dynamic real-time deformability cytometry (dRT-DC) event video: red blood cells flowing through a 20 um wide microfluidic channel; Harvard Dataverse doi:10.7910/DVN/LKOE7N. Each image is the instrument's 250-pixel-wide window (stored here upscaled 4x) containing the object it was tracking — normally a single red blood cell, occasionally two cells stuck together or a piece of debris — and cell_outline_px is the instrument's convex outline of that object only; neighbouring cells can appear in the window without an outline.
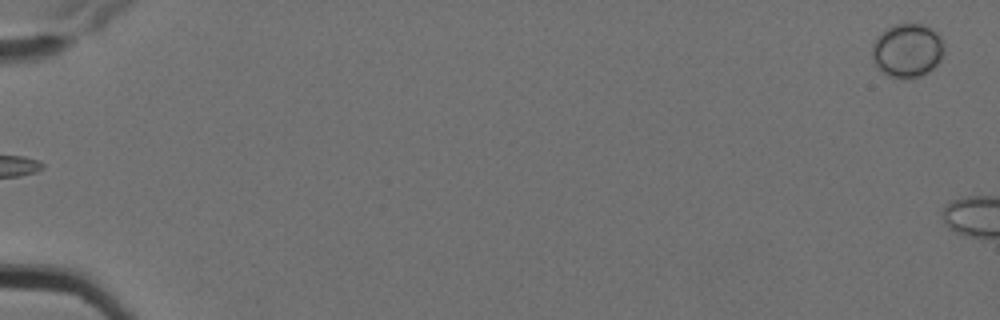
{"species": "Egyptian fruit bat (a non-hibernating species)", "species_latin": "Rousettus aegyptiacus", "temperature_condition": "cold", "stored_images_in_passage": 6, "camera_frame_rate_fps": 3000, "um_per_image_px": 0.085, "animal": {"sex": "female"}, "frame": {"image": 1, "passage_image": 6, "time_ms": 1.667, "image_size_px": [1000, 320], "cell_outline_px": [[944, 52], [940, 60], [928, 72], [920, 76], [888, 76], [876, 64], [872, 56], [872, 44], [876, 36], [888, 28], [896, 24], [920, 24], [936, 32], [940, 36], [944, 44]], "centroid_in_image_um": [77.13, 4.26], "position_along_channel_um": 7.9, "area_um2": 22.02}}